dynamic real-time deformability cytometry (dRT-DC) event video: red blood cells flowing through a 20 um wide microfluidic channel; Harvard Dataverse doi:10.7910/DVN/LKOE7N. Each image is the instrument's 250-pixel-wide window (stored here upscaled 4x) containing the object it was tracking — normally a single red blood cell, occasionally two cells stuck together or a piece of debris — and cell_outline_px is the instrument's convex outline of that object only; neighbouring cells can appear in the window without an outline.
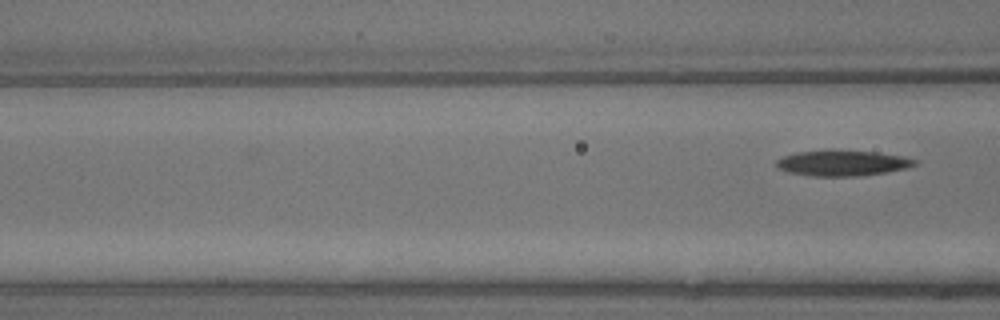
{"species": "common noctule bat (a hibernating species)", "species_latin": "Nyctalus noctula", "temperature_condition": "warm", "stored_images_in_passage": 10, "segment_of_instrument_passage": [3, 3], "camera_frame_rate_fps": 3000, "um_per_image_px": 0.085, "animal": {"sex": "male", "body_mass_g": 13.3}, "frame": {"image": 1, "passage_image": 10, "time_ms": 3.0, "image_size_px": [1000, 320], "cell_outline_px": [[916, 164], [908, 168], [888, 172], [860, 176], [808, 176], [788, 172], [776, 168], [776, 160], [784, 156], [796, 152], [832, 148], [876, 152], [904, 156], [916, 160]], "centroid_in_image_um": [71.58, 13.84], "position_along_channel_um": 95.0, "area_um2": 21.33}}